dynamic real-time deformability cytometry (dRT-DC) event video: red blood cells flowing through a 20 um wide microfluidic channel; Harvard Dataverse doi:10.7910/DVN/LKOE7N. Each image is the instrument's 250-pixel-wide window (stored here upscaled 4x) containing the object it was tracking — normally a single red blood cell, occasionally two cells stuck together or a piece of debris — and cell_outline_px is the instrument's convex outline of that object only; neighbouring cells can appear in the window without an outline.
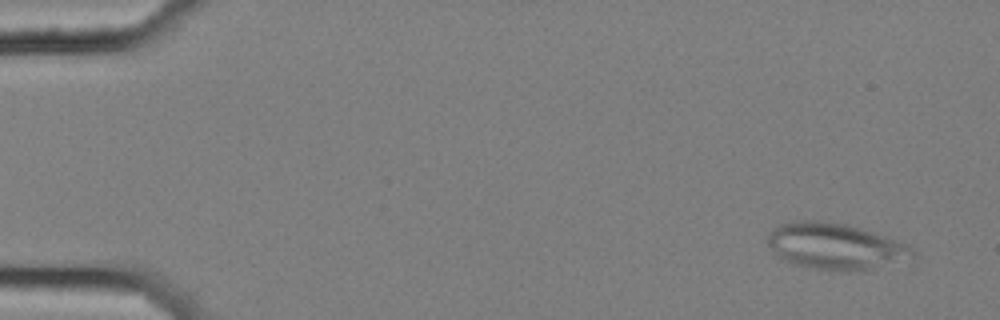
{"species": "common noctule bat (a hibernating species)", "species_latin": "Nyctalus noctula", "temperature_condition": "cold", "stored_images_in_passage": 57, "segment_of_instrument_passage": [1, 2], "camera_frame_rate_fps": 3000, "um_per_image_px": 0.085, "animal": {"sex": "female", "body_mass_g": 25.1}, "frame": {"image": 1, "passage_image": 4, "time_ms": 1.0, "image_size_px": [1000, 320], "cell_outline_px": [[916, 252], [872, 268], [856, 272], [828, 272], [792, 264], [784, 260], [768, 244], [768, 236], [776, 224], [796, 220], [820, 220], [844, 224], [860, 228], [872, 232], [904, 244], [912, 248]], "centroid_in_image_um": [70.85, 20.93], "position_along_channel_um": 14.2, "area_um2": 38.32}}